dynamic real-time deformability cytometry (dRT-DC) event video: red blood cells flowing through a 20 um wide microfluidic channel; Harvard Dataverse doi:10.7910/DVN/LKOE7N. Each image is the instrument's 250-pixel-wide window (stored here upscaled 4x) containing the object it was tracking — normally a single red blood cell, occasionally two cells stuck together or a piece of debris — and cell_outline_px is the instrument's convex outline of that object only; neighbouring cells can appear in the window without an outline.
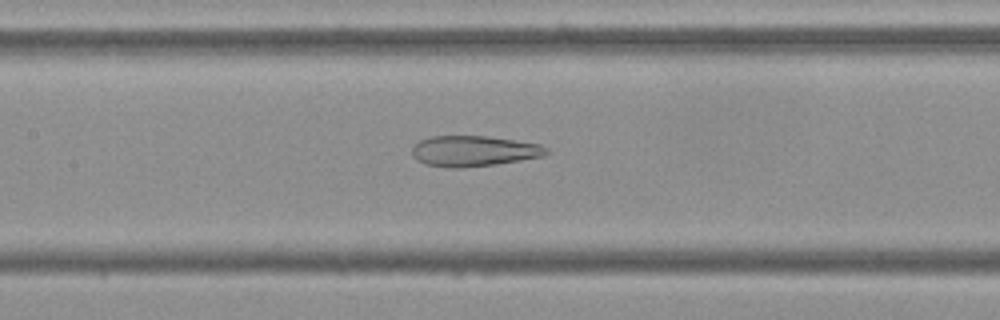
{"species": "Egyptian fruit bat (a non-hibernating species)", "species_latin": "Rousettus aegyptiacus", "temperature_condition": "cold", "stored_images_in_passage": 54, "camera_frame_rate_fps": 3000, "um_per_image_px": 0.085, "frame": {"image": 1, "passage_image": 25, "time_ms": 8.0, "image_size_px": [1000, 320], "cell_outline_px": [[548, 152], [544, 156], [496, 164], [460, 168], [452, 168], [424, 164], [416, 160], [412, 156], [412, 148], [420, 140], [432, 136], [488, 136], [540, 144], [548, 148]], "centroid_in_image_um": [40.26, 12.84], "position_along_channel_um": 167.1, "area_um2": 23.99}}
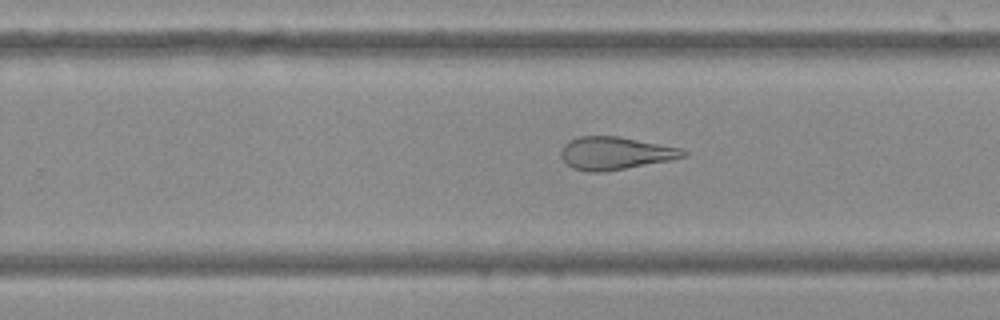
{"frame": {"image": 2, "passage_image": 34, "time_ms": 11.0, "image_size_px": [1000, 320], "cell_outline_px": [[688, 156], [672, 160], [604, 172], [588, 172], [572, 168], [560, 156], [560, 152], [564, 144], [568, 140], [580, 136], [616, 136], [684, 148], [688, 152]], "centroid_in_image_um": [52.33, 13.02], "position_along_channel_um": 277.5, "area_um2": 23.58}}
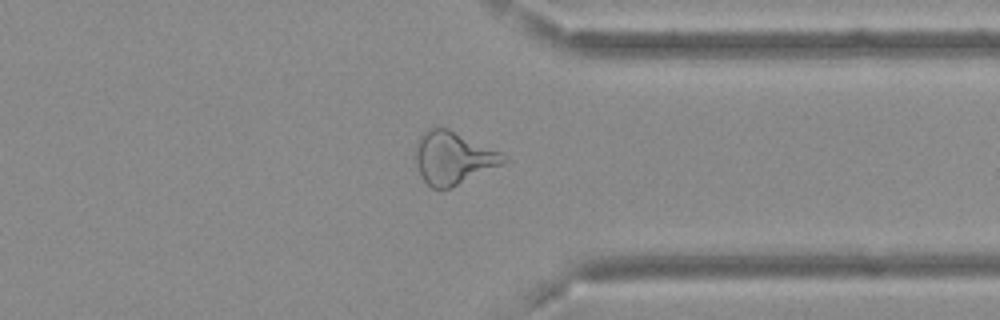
{"frame": {"image": 3, "passage_image": 42, "time_ms": 13.667, "image_size_px": [1000, 320], "cell_outline_px": [[508, 160], [504, 164], [448, 188], [432, 188], [424, 180], [416, 164], [416, 140], [428, 128], [448, 128], [500, 152]], "centroid_in_image_um": [38.5, 13.41], "position_along_channel_um": 372.9, "area_um2": 26.47}, "authors_computed_cell_mechanics": {"area_um2": 28.8711, "velocity_mm_per_s": 3.6928, "shape_relaxation_time_tau1_ms": null, "shape_relaxation_time_tau2_ms": 3.2155, "deformation_change_tau1": null, "deformation_change_tau2": 0.1411}}